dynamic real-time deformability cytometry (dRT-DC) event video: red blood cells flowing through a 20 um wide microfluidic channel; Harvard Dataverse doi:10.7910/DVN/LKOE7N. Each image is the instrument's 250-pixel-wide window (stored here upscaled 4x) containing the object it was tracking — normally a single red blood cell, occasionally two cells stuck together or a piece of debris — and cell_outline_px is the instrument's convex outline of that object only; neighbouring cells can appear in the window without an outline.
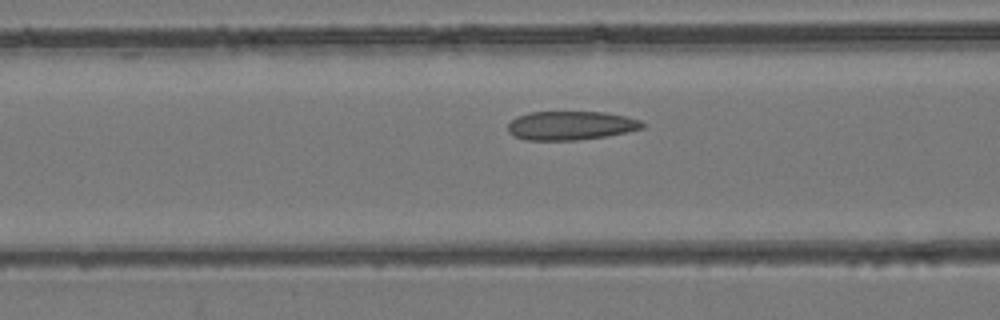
{"species": "common noctule bat (a hibernating species)", "species_latin": "Nyctalus noctula", "temperature_condition": "room temperature", "stored_images_in_passage": 40, "camera_frame_rate_fps": 3000, "um_per_image_px": 0.085, "animal": {"sex": "female", "body_mass_g": 24.6, "forearm_length_mm": 56.2}, "frame": {"image": 1, "passage_image": 13, "time_ms": 4.0, "image_size_px": [1000, 320], "cell_outline_px": [[644, 128], [628, 132], [608, 136], [576, 140], [524, 140], [512, 136], [508, 132], [508, 124], [516, 116], [528, 112], [604, 112], [624, 116], [640, 120], [644, 124]], "centroid_in_image_um": [48.49, 10.68], "position_along_channel_um": 118.1, "area_um2": 22.77}}
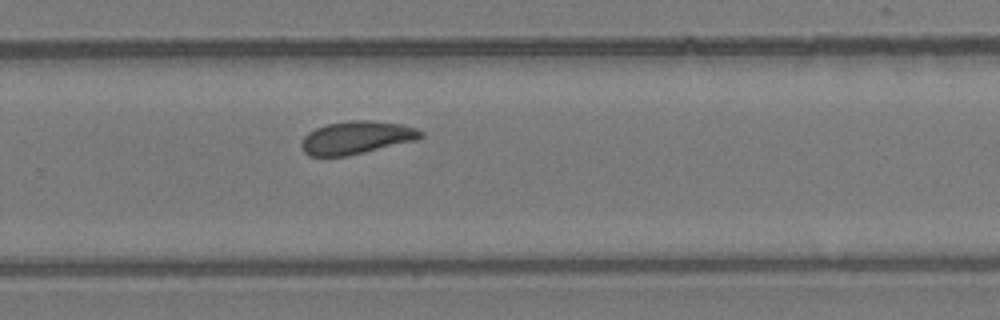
{"frame": {"image": 2, "passage_image": 25, "time_ms": 8.0, "image_size_px": [1000, 320], "cell_outline_px": [[424, 136], [416, 140], [348, 156], [308, 156], [304, 152], [300, 144], [304, 136], [308, 132], [316, 128], [328, 124], [356, 120], [372, 120], [404, 124], [416, 128], [424, 132]], "centroid_in_image_um": [30.32, 11.7], "position_along_channel_um": 299.5, "area_um2": 22.95}}
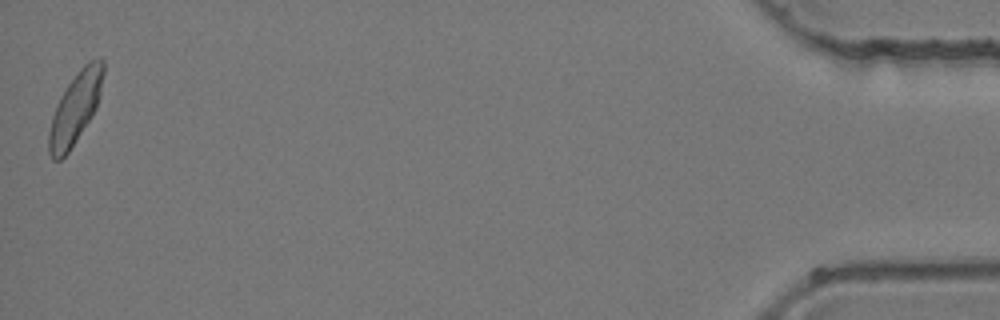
{"frame": {"image": 3, "passage_image": 40, "time_ms": 13.0, "image_size_px": [1000, 320], "cell_outline_px": [[104, 72], [100, 96], [96, 108], [92, 116], [68, 152], [60, 160], [52, 160], [48, 152], [48, 132], [52, 116], [56, 104], [60, 96], [76, 72], [88, 60], [100, 56], [104, 60]], "centroid_in_image_um": [6.41, 9.16], "position_along_channel_um": 428.8, "area_um2": 22.83}}